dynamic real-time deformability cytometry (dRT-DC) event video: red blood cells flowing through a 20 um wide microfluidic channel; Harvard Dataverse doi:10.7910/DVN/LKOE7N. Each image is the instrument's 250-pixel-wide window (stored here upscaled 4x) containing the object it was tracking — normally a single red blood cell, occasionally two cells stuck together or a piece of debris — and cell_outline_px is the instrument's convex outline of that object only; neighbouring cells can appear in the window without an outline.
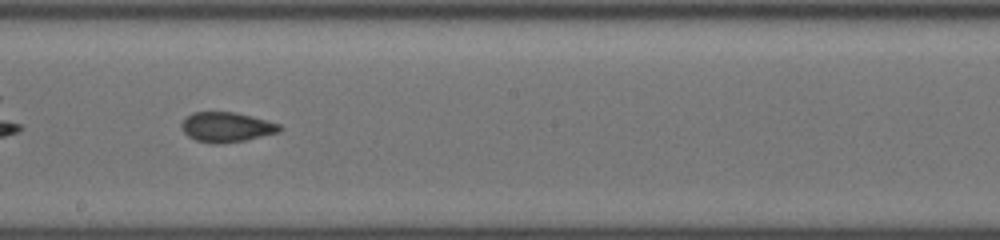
{"species": "common noctule bat (a hibernating species)", "species_latin": "Nyctalus noctula", "temperature_condition": "cold", "stored_images_in_passage": 23, "camera_frame_rate_fps": 3000, "um_per_image_px": 0.085, "animal": {"sex": "female", "body_mass_g": 19.5, "forearm_length_mm": 54.1}, "frame": {"image": 1, "passage_image": 14, "time_ms": 4.333, "image_size_px": [1000, 240], "cell_outline_px": [[284, 128], [280, 132], [244, 140], [220, 144], [212, 144], [196, 140], [188, 136], [184, 132], [180, 124], [192, 112], [236, 112], [280, 124]], "centroid_in_image_um": [19.26, 10.81], "position_along_channel_um": 228.9, "area_um2": 17.05}}
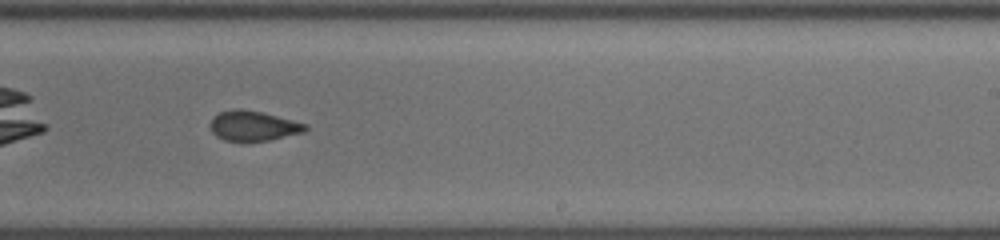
{"frame": {"image": 2, "passage_image": 17, "time_ms": 5.333, "image_size_px": [1000, 240], "cell_outline_px": [[308, 128], [304, 132], [272, 140], [248, 144], [244, 144], [224, 140], [216, 136], [212, 132], [208, 124], [220, 112], [236, 108], [240, 108], [260, 112], [308, 124]], "centroid_in_image_um": [21.51, 10.75], "position_along_channel_um": 267.5, "area_um2": 17.17}}